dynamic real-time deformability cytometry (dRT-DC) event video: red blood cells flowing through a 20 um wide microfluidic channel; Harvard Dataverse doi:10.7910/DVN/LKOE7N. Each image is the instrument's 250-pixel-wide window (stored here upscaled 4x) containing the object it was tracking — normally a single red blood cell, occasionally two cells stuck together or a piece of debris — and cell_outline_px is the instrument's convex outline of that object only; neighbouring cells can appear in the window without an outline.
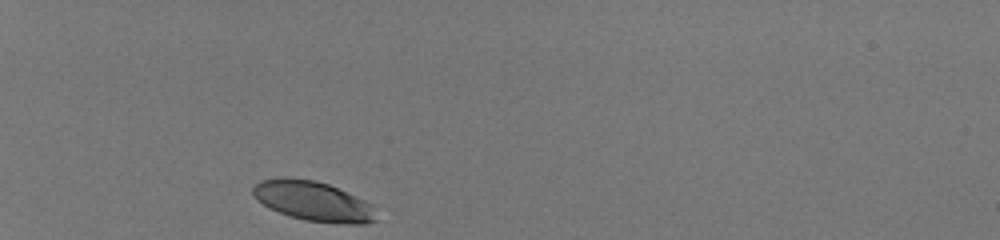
{"species": "human", "species_latin": "Homo sapiens", "temperature_condition": "room temperature", "stored_images_in_passage": 31, "camera_frame_rate_fps": 3000, "um_per_image_px": 0.085, "donor": {"sex": "male"}, "frame": {"image": 1, "passage_image": 1, "time_ms": 0.0, "image_size_px": [1000, 240], "cell_outline_px": [[376, 220], [364, 224], [340, 224], [304, 220], [288, 216], [268, 208], [256, 200], [252, 192], [252, 188], [260, 180], [284, 176], [316, 180], [328, 184], [356, 196], [372, 204]], "centroid_in_image_um": [26.58, 17.09], "position_along_channel_um": 58.4, "area_um2": 28.9}}
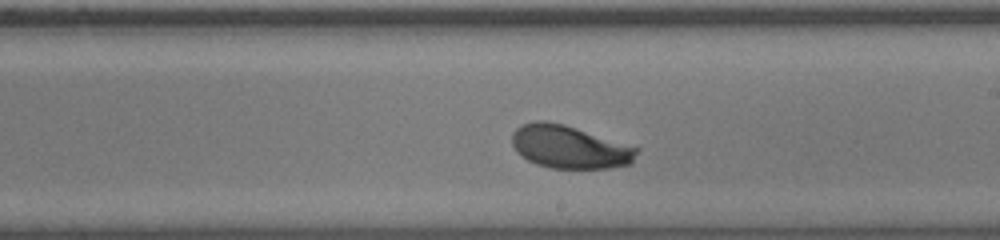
{"frame": {"image": 2, "passage_image": 18, "time_ms": 5.667, "image_size_px": [1000, 240], "cell_outline_px": [[640, 148], [632, 164], [608, 168], [552, 168], [536, 164], [528, 160], [516, 152], [512, 144], [512, 132], [516, 128], [532, 120], [544, 120], [564, 124]], "centroid_in_image_um": [48.4, 12.49], "position_along_channel_um": 240.6, "area_um2": 31.33}}
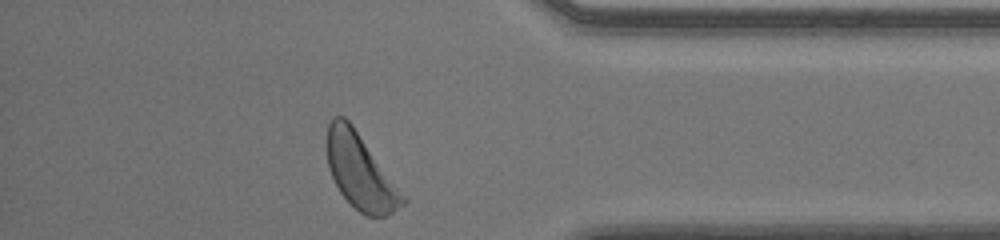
{"frame": {"image": 3, "passage_image": 31, "time_ms": 10.0, "image_size_px": [1000, 240], "cell_outline_px": [[408, 200], [404, 204], [388, 216], [364, 216], [340, 192], [328, 168], [324, 144], [328, 124], [332, 116], [344, 116], [352, 124]], "centroid_in_image_um": [30.59, 14.56], "position_along_channel_um": 404.6, "area_um2": 33.18}, "authors_computed_cell_mechanics": {"area_um2": 30.8074, "velocity_mm_per_s": 4.0038, "shape_relaxation_time_tau1_ms": 2.091, "shape_relaxation_time_tau2_ms": 3.6797, "deformation_change_tau1": 0.1311, "deformation_change_tau2": 0.1081}}